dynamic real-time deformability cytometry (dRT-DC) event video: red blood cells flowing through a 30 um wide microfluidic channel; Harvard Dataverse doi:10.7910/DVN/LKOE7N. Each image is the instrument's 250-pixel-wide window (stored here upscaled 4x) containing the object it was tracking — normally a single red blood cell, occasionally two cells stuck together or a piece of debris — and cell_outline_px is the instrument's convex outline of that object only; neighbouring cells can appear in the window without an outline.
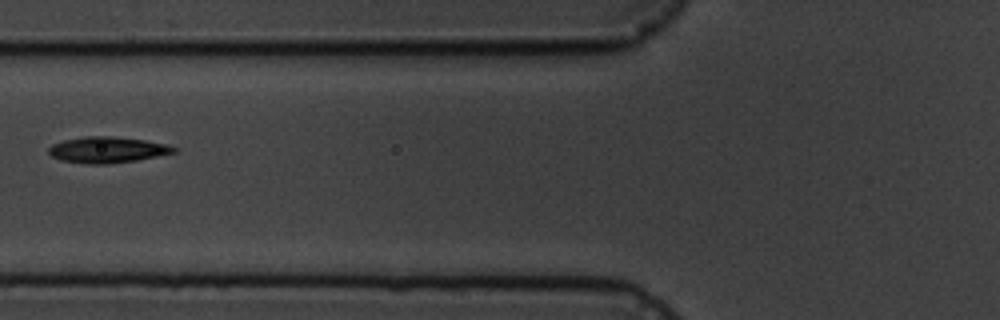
{"species": "common noctule bat (a hibernating species)", "species_latin": "Nyctalus noctula", "temperature_condition": "cold", "stored_images_in_passage": 5, "camera_frame_rate_fps": 3000, "um_per_image_px": 0.085, "animal": {"sex": "male", "body_mass_g": 19.5, "forearm_length_mm": 54.6}, "frame": {"image": 1, "passage_image": 5, "time_ms": 5.333, "image_size_px": [1000, 320], "cell_outline_px": [[176, 152], [136, 160], [108, 164], [88, 164], [60, 160], [52, 156], [48, 152], [48, 148], [52, 144], [64, 140], [84, 136], [112, 136], [144, 140], [168, 144], [176, 148]], "centroid_in_image_um": [9.1, 12.73], "position_along_channel_um": 116.7, "area_um2": 18.96}}